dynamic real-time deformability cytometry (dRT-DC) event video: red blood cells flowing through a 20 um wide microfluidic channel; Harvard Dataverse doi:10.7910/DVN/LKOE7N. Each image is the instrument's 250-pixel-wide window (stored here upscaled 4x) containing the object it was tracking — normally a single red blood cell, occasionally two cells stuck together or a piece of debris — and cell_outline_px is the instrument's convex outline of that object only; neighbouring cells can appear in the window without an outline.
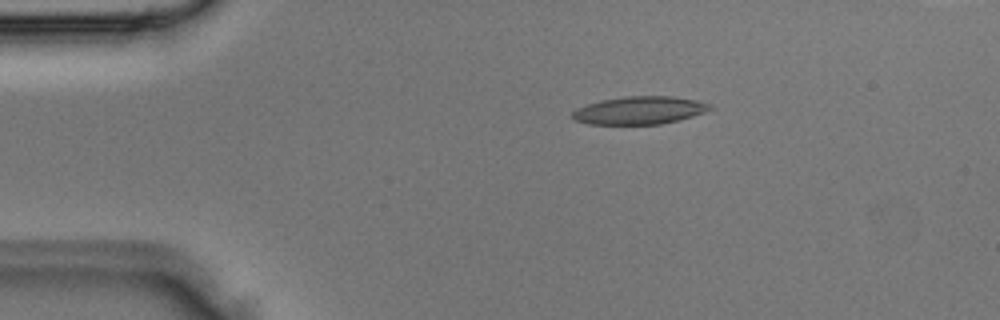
{"species": "Egyptian fruit bat (a non-hibernating species)", "species_latin": "Rousettus aegyptiacus", "temperature_condition": "room temperature", "stored_images_in_passage": 3, "camera_frame_rate_fps": 3000, "um_per_image_px": 0.085, "animal": {"sex": "male"}, "frame": {"image": 1, "passage_image": 2, "time_ms": 0.333, "image_size_px": [1000, 320], "cell_outline_px": [[716, 108], [692, 116], [660, 124], [588, 124], [576, 120], [572, 116], [572, 112], [576, 108], [600, 100], [624, 96], [672, 96], [696, 100], [712, 104]], "centroid_in_image_um": [54.38, 9.37], "position_along_channel_um": 30.6, "area_um2": 22.31}}